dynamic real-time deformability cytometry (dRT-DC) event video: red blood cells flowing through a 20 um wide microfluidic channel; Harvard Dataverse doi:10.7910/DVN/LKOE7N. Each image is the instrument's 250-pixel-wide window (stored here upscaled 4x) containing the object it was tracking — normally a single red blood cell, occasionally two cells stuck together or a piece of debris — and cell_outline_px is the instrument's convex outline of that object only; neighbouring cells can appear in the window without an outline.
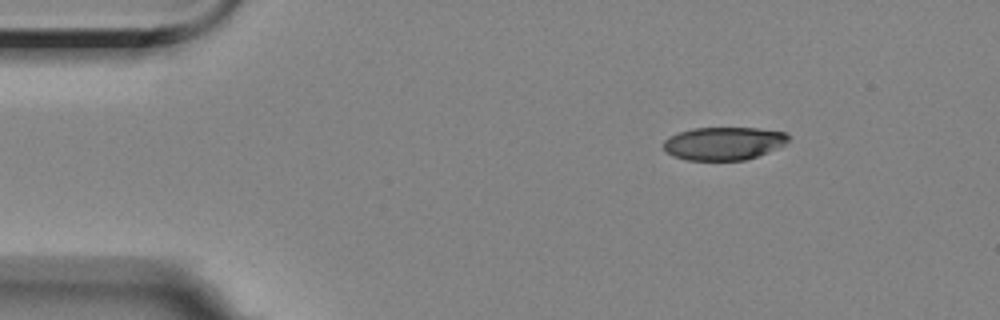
{"species": "Egyptian fruit bat (a non-hibernating species)", "species_latin": "Rousettus aegyptiacus", "temperature_condition": "room temperature", "stored_images_in_passage": 49, "camera_frame_rate_fps": 3000, "um_per_image_px": 0.085, "animal": {"sex": "female"}, "frame": {"image": 1, "passage_image": 1, "time_ms": 0.0, "image_size_px": [1000, 320], "cell_outline_px": [[788, 140], [784, 144], [768, 152], [744, 160], [688, 160], [672, 156], [664, 152], [664, 140], [668, 136], [692, 128], [760, 128], [784, 132], [788, 136]], "centroid_in_image_um": [61.46, 12.19], "position_along_channel_um": 23.5, "area_um2": 23.99}}
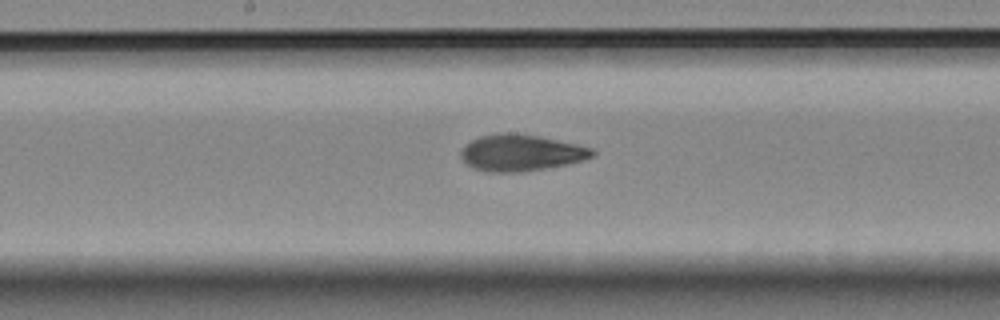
{"frame": {"image": 2, "passage_image": 22, "time_ms": 7.0, "image_size_px": [1000, 320], "cell_outline_px": [[596, 152], [592, 156], [584, 160], [568, 164], [520, 172], [488, 172], [472, 168], [460, 156], [460, 152], [472, 140], [480, 136], [500, 132], [512, 132], [536, 136], [576, 144], [592, 148]], "centroid_in_image_um": [44.27, 12.99], "position_along_channel_um": 203.9, "area_um2": 27.69}}
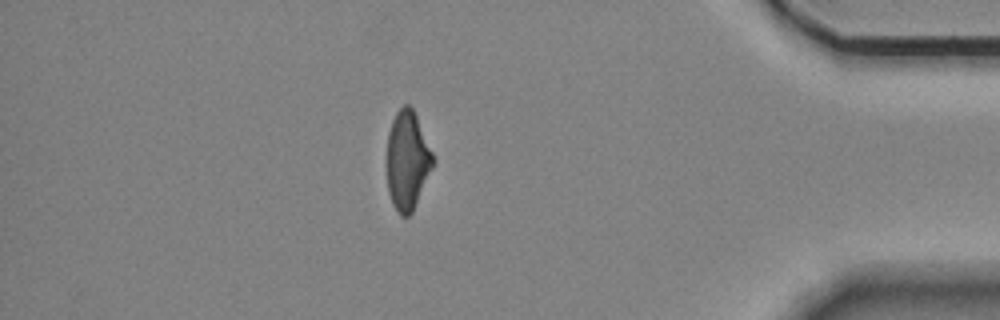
{"frame": {"image": 3, "passage_image": 42, "time_ms": 13.667, "image_size_px": [1000, 320], "cell_outline_px": [[436, 160], [412, 212], [408, 216], [400, 216], [392, 204], [388, 192], [388, 132], [392, 120], [396, 112], [404, 104], [408, 104], [412, 108], [416, 116]], "centroid_in_image_um": [34.63, 13.64], "position_along_channel_um": 400.6, "area_um2": 26.3}, "authors_computed_cell_mechanics": {"area_um2": 27.1082, "velocity_mm_per_s": 3.5307, "shape_relaxation_time_tau1_ms": 7.2547, "shape_relaxation_time_tau2_ms": 1.9859, "deformation_change_tau1": 0.1947, "deformation_change_tau2": 0.0892}}